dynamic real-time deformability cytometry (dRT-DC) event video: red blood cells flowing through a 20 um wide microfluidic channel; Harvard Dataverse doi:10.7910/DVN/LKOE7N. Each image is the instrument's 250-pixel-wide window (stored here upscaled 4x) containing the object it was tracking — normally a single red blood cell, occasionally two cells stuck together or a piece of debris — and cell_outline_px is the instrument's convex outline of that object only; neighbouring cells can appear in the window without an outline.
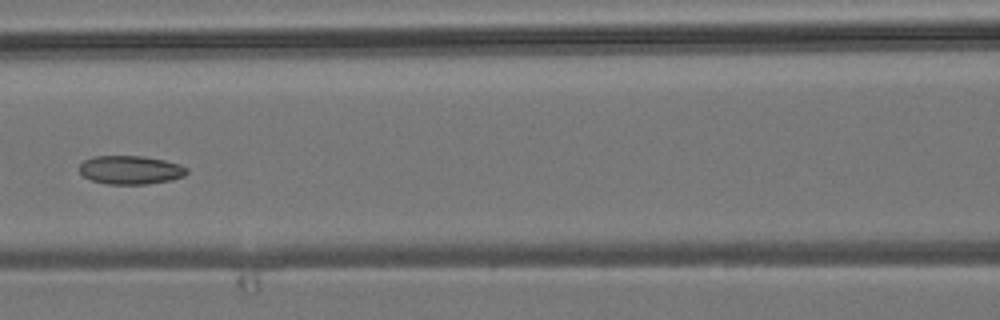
{"species": "common noctule bat (a hibernating species)", "species_latin": "Nyctalus noctula", "temperature_condition": "room temperature", "stored_images_in_passage": 8, "camera_frame_rate_fps": 3000, "um_per_image_px": 0.085, "animal": {"sex": "male", "body_mass_g": 19.2, "forearm_length_mm": 51.8}, "frame": {"image": 1, "passage_image": 7, "time_ms": 7.0, "image_size_px": [1000, 320], "cell_outline_px": [[188, 172], [184, 176], [172, 180], [148, 184], [108, 184], [92, 180], [84, 176], [80, 172], [80, 164], [84, 160], [96, 156], [144, 156], [164, 160], [180, 164], [188, 168]], "centroid_in_image_um": [11.13, 14.44], "position_along_channel_um": 155.5, "area_um2": 17.92}}
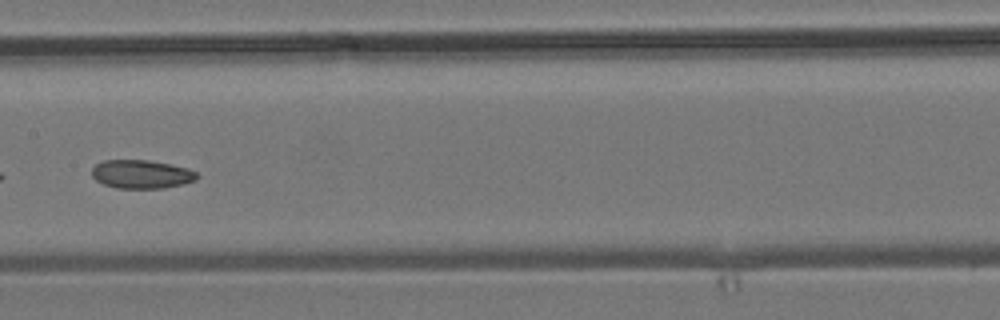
{"frame": {"image": 2, "passage_image": 8, "time_ms": 8.0, "image_size_px": [1000, 320], "cell_outline_px": [[200, 176], [196, 180], [184, 184], [164, 188], [116, 188], [104, 184], [96, 180], [92, 176], [92, 168], [96, 164], [104, 160], [148, 160], [188, 168], [196, 172]], "centroid_in_image_um": [12.04, 14.81], "position_along_channel_um": 195.4, "area_um2": 17.51}}